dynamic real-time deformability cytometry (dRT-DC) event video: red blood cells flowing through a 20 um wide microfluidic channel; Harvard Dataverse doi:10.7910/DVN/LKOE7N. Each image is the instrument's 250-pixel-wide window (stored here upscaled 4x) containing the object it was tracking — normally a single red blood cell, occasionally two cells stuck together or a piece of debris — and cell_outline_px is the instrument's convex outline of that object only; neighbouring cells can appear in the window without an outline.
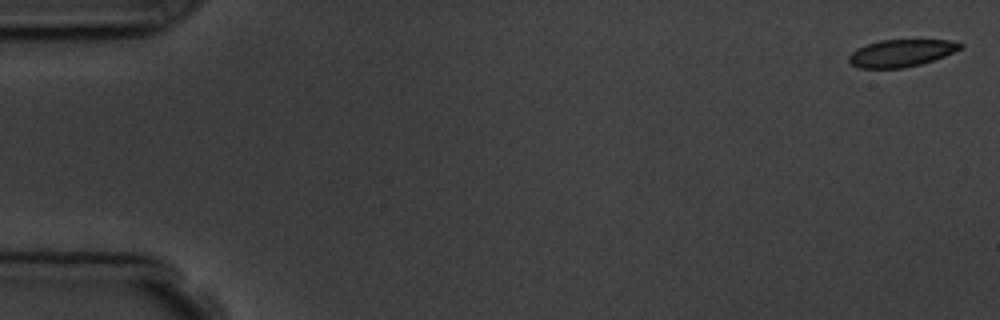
{"species": "common noctule bat (a hibernating species)", "species_latin": "Nyctalus noctula", "temperature_condition": "room temperature", "stored_images_in_passage": 5, "camera_frame_rate_fps": 3000, "um_per_image_px": 0.085, "animal": {"sex": "male", "body_mass_g": 19.5, "forearm_length_mm": 54.6}, "frame": {"image": 1, "passage_image": 1, "time_ms": 0.0, "image_size_px": [1000, 320], "cell_outline_px": [[964, 44], [960, 48], [944, 56], [920, 64], [904, 68], [860, 68], [852, 64], [848, 60], [848, 56], [856, 48], [880, 40], [948, 40]], "centroid_in_image_um": [76.56, 4.51], "position_along_channel_um": 8.4, "area_um2": 17.46}}
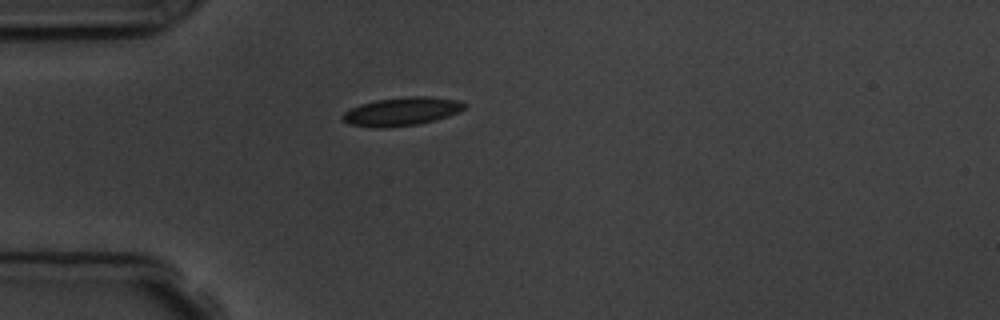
{"frame": {"image": 2, "passage_image": 5, "time_ms": 4.667, "image_size_px": [1000, 320], "cell_outline_px": [[468, 104], [464, 108], [448, 116], [436, 120], [416, 124], [384, 128], [372, 128], [348, 124], [340, 116], [344, 112], [360, 104], [376, 100], [404, 96], [428, 96], [460, 100]], "centroid_in_image_um": [34.13, 9.47], "position_along_channel_um": 50.9, "area_um2": 20.29}}